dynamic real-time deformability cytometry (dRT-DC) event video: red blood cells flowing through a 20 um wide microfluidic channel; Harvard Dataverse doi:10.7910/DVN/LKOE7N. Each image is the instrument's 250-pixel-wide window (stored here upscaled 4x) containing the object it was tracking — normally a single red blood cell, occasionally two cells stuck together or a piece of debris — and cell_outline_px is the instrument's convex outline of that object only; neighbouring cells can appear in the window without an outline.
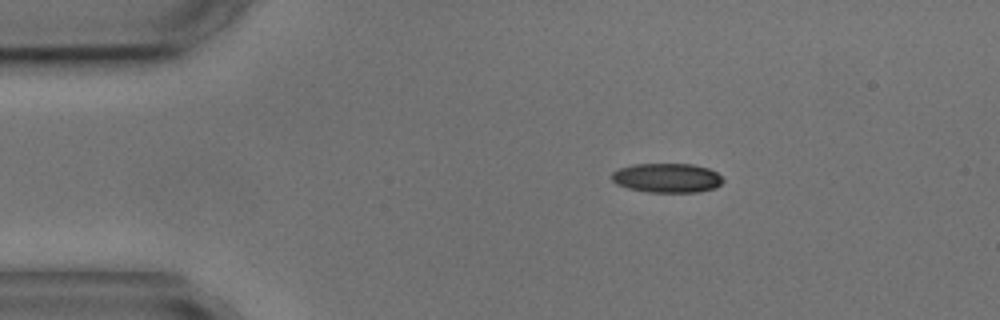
{"species": "common noctule bat (a hibernating species)", "species_latin": "Nyctalus noctula", "temperature_condition": "cold", "stored_images_in_passage": 3, "camera_frame_rate_fps": 3000, "um_per_image_px": 0.085, "animal": {"sex": "male", "body_mass_g": 17.9, "forearm_length_mm": 54.2}, "frame": {"image": 1, "passage_image": 1, "time_ms": 0.0, "image_size_px": [1000, 320], "cell_outline_px": [[724, 180], [716, 188], [696, 192], [648, 192], [628, 188], [616, 184], [612, 180], [612, 172], [620, 168], [632, 164], [692, 164], [708, 168], [716, 172]], "centroid_in_image_um": [56.69, 15.12], "position_along_channel_um": 28.3, "area_um2": 19.02}}
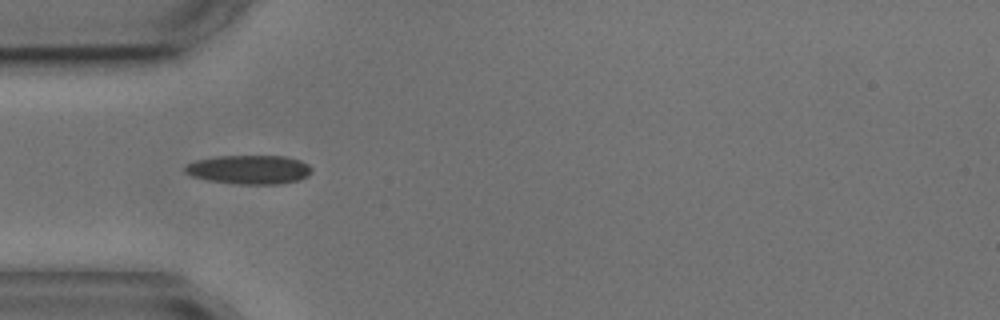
{"frame": {"image": 2, "passage_image": 2, "time_ms": 2.333, "image_size_px": [1000, 320], "cell_outline_px": [[312, 172], [308, 176], [300, 180], [280, 184], [236, 184], [208, 180], [192, 176], [184, 172], [184, 168], [188, 164], [196, 160], [216, 156], [284, 156], [300, 160], [308, 164], [312, 168]], "centroid_in_image_um": [21.21, 14.42], "position_along_channel_um": 63.8, "area_um2": 21.5}}